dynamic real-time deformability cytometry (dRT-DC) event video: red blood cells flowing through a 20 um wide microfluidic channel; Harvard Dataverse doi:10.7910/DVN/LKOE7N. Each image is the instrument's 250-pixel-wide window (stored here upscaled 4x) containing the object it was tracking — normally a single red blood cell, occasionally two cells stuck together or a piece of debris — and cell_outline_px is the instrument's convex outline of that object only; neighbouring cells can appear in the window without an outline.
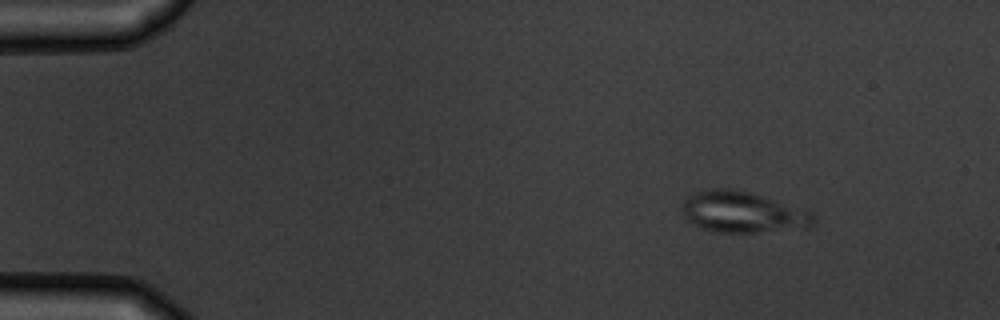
{"species": "common noctule bat (a hibernating species)", "species_latin": "Nyctalus noctula", "temperature_condition": "warm", "stored_images_in_passage": 7, "camera_frame_rate_fps": 3000, "um_per_image_px": 0.085, "animal": {"sex": "male", "body_mass_g": 19.5, "forearm_length_mm": 54.6}, "frame": {"image": 1, "passage_image": 2, "time_ms": 1.0, "image_size_px": [1000, 320], "cell_outline_px": [[816, 220], [808, 228], [752, 232], [712, 232], [688, 224], [684, 216], [684, 200], [688, 196], [704, 188], [732, 188], [752, 192], [808, 208], [816, 216]], "centroid_in_image_um": [63.18, 18.02], "position_along_channel_um": 21.8, "area_um2": 32.37}}